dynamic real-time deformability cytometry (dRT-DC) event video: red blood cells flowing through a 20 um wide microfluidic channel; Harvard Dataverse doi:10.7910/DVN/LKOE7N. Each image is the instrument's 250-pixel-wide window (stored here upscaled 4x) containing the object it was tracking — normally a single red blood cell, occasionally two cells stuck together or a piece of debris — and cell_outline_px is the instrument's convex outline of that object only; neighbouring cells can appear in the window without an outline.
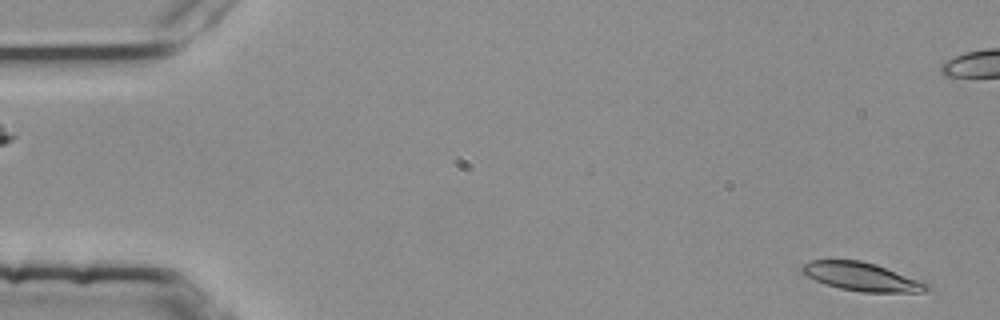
{"species": "common noctule bat (a hibernating species)", "species_latin": "Nyctalus noctula", "temperature_condition": "room temperature", "stored_images_in_passage": 2, "camera_frame_rate_fps": 3000, "um_per_image_px": 0.085, "animal": {"sex": "female", "body_mass_g": 25.1}, "frame": {"image": 1, "passage_image": 2, "time_ms": 0.333, "image_size_px": [1000, 320], "cell_outline_px": [[928, 288], [924, 292], [860, 292], [840, 288], [824, 284], [800, 272], [800, 268], [804, 264], [812, 260], [860, 260], [876, 264], [928, 284]], "centroid_in_image_um": [73.18, 23.52], "position_along_channel_um": 11.8, "area_um2": 20.35}}